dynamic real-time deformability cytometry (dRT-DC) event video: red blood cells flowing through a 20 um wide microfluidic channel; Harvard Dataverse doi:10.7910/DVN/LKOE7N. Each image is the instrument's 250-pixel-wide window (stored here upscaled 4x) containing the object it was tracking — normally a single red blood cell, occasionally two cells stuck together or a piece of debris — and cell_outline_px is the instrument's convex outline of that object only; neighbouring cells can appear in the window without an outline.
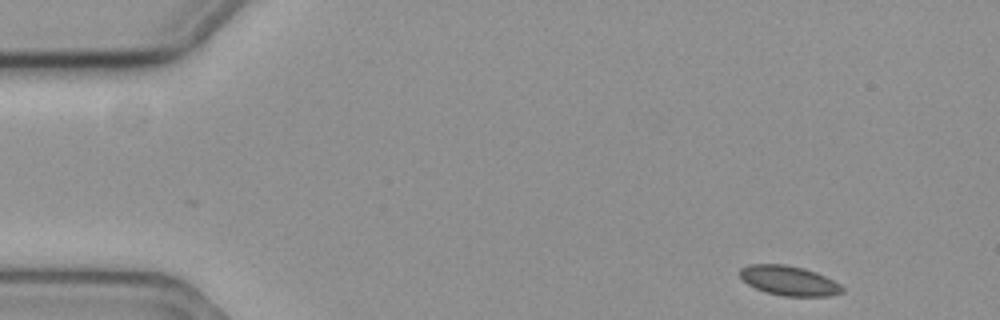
{"species": "common noctule bat (a hibernating species)", "species_latin": "Nyctalus noctula", "temperature_condition": "cold", "stored_images_in_passage": 17, "camera_frame_rate_fps": 3000, "um_per_image_px": 0.085, "animal": {"sex": "female", "body_mass_g": 19.3, "forearm_length_mm": 54.1}, "frame": {"image": 1, "passage_image": 1, "time_ms": 0.0, "image_size_px": [1000, 320], "cell_outline_px": [[844, 292], [832, 296], [784, 296], [764, 292], [748, 284], [740, 276], [740, 268], [748, 264], [784, 264], [804, 268], [816, 272], [840, 284], [844, 288]], "centroid_in_image_um": [67.07, 23.86], "position_along_channel_um": 17.9, "area_um2": 17.74}}
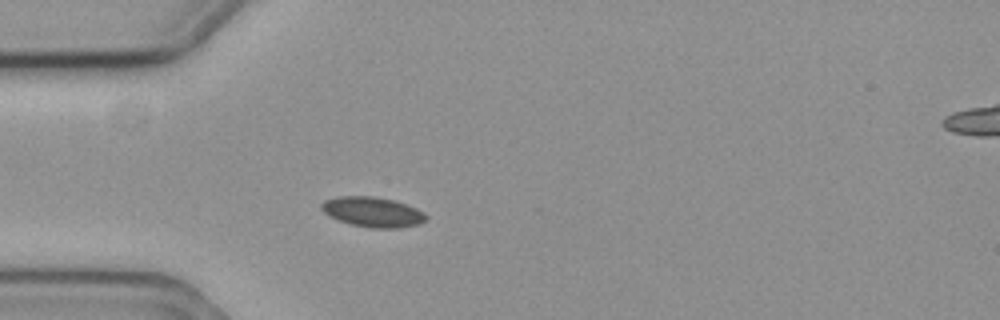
{"frame": {"image": 2, "passage_image": 12, "time_ms": 3.667, "image_size_px": [1000, 320], "cell_outline_px": [[428, 220], [420, 224], [400, 228], [372, 228], [352, 224], [336, 220], [328, 216], [320, 208], [320, 204], [324, 200], [336, 196], [372, 196], [392, 200], [408, 204], [424, 212], [428, 216]], "centroid_in_image_um": [31.68, 18.02], "position_along_channel_um": 53.3, "area_um2": 18.61}}
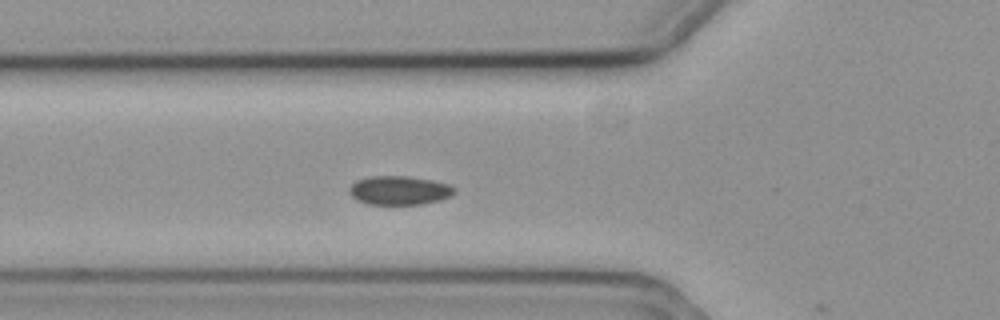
{"frame": {"image": 3, "passage_image": 16, "time_ms": 5.0, "image_size_px": [1000, 320], "cell_outline_px": [[456, 192], [452, 196], [440, 200], [420, 204], [368, 204], [356, 200], [348, 192], [348, 188], [356, 180], [372, 176], [408, 176], [432, 180], [448, 184], [456, 188]], "centroid_in_image_um": [33.94, 16.18], "position_along_channel_um": 91.9, "area_um2": 17.8}}